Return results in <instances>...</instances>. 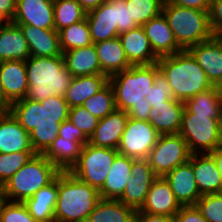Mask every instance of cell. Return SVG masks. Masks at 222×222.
Listing matches in <instances>:
<instances>
[{"label":"cell","instance_id":"1","mask_svg":"<svg viewBox=\"0 0 222 222\" xmlns=\"http://www.w3.org/2000/svg\"><path fill=\"white\" fill-rule=\"evenodd\" d=\"M69 109L64 97L51 96L42 101L17 100L8 111L29 133L33 150L43 154L57 138L60 124L68 119Z\"/></svg>","mask_w":222,"mask_h":222},{"label":"cell","instance_id":"2","mask_svg":"<svg viewBox=\"0 0 222 222\" xmlns=\"http://www.w3.org/2000/svg\"><path fill=\"white\" fill-rule=\"evenodd\" d=\"M25 68L29 85L25 98L33 101L64 97L73 79L63 56H30L25 61Z\"/></svg>","mask_w":222,"mask_h":222},{"label":"cell","instance_id":"3","mask_svg":"<svg viewBox=\"0 0 222 222\" xmlns=\"http://www.w3.org/2000/svg\"><path fill=\"white\" fill-rule=\"evenodd\" d=\"M157 65L171 86L174 99L186 102L213 87L205 71L187 51L159 57Z\"/></svg>","mask_w":222,"mask_h":222},{"label":"cell","instance_id":"4","mask_svg":"<svg viewBox=\"0 0 222 222\" xmlns=\"http://www.w3.org/2000/svg\"><path fill=\"white\" fill-rule=\"evenodd\" d=\"M101 199L99 191L81 182L69 171L58 174L55 222H85Z\"/></svg>","mask_w":222,"mask_h":222},{"label":"cell","instance_id":"5","mask_svg":"<svg viewBox=\"0 0 222 222\" xmlns=\"http://www.w3.org/2000/svg\"><path fill=\"white\" fill-rule=\"evenodd\" d=\"M61 171L43 154L36 153L2 186L5 200L24 202L51 183Z\"/></svg>","mask_w":222,"mask_h":222},{"label":"cell","instance_id":"6","mask_svg":"<svg viewBox=\"0 0 222 222\" xmlns=\"http://www.w3.org/2000/svg\"><path fill=\"white\" fill-rule=\"evenodd\" d=\"M162 13L173 30L177 44L183 50L213 37L209 11L191 9L164 1Z\"/></svg>","mask_w":222,"mask_h":222},{"label":"cell","instance_id":"7","mask_svg":"<svg viewBox=\"0 0 222 222\" xmlns=\"http://www.w3.org/2000/svg\"><path fill=\"white\" fill-rule=\"evenodd\" d=\"M157 63L151 65H132L126 70L109 76L116 108L127 112L133 105L146 103V95L154 84Z\"/></svg>","mask_w":222,"mask_h":222},{"label":"cell","instance_id":"8","mask_svg":"<svg viewBox=\"0 0 222 222\" xmlns=\"http://www.w3.org/2000/svg\"><path fill=\"white\" fill-rule=\"evenodd\" d=\"M178 134L185 139L192 154H210L222 144V118L197 115L185 107Z\"/></svg>","mask_w":222,"mask_h":222},{"label":"cell","instance_id":"9","mask_svg":"<svg viewBox=\"0 0 222 222\" xmlns=\"http://www.w3.org/2000/svg\"><path fill=\"white\" fill-rule=\"evenodd\" d=\"M118 154L117 149L97 147L86 143L77 162L69 172L81 182L99 190Z\"/></svg>","mask_w":222,"mask_h":222},{"label":"cell","instance_id":"10","mask_svg":"<svg viewBox=\"0 0 222 222\" xmlns=\"http://www.w3.org/2000/svg\"><path fill=\"white\" fill-rule=\"evenodd\" d=\"M192 153L180 134L160 135L147 160L157 177L190 160Z\"/></svg>","mask_w":222,"mask_h":222},{"label":"cell","instance_id":"11","mask_svg":"<svg viewBox=\"0 0 222 222\" xmlns=\"http://www.w3.org/2000/svg\"><path fill=\"white\" fill-rule=\"evenodd\" d=\"M159 136L149 121L128 118L117 151L134 159H147Z\"/></svg>","mask_w":222,"mask_h":222},{"label":"cell","instance_id":"12","mask_svg":"<svg viewBox=\"0 0 222 222\" xmlns=\"http://www.w3.org/2000/svg\"><path fill=\"white\" fill-rule=\"evenodd\" d=\"M156 177L147 159H134L131 166V177L126 182L119 200L136 211L140 210Z\"/></svg>","mask_w":222,"mask_h":222},{"label":"cell","instance_id":"13","mask_svg":"<svg viewBox=\"0 0 222 222\" xmlns=\"http://www.w3.org/2000/svg\"><path fill=\"white\" fill-rule=\"evenodd\" d=\"M187 51L205 71L212 85L222 88V37L213 36Z\"/></svg>","mask_w":222,"mask_h":222},{"label":"cell","instance_id":"14","mask_svg":"<svg viewBox=\"0 0 222 222\" xmlns=\"http://www.w3.org/2000/svg\"><path fill=\"white\" fill-rule=\"evenodd\" d=\"M11 22L55 30L54 0H16V11Z\"/></svg>","mask_w":222,"mask_h":222},{"label":"cell","instance_id":"15","mask_svg":"<svg viewBox=\"0 0 222 222\" xmlns=\"http://www.w3.org/2000/svg\"><path fill=\"white\" fill-rule=\"evenodd\" d=\"M164 178L181 206L195 205L201 197L193 173V154L189 161L175 167Z\"/></svg>","mask_w":222,"mask_h":222},{"label":"cell","instance_id":"16","mask_svg":"<svg viewBox=\"0 0 222 222\" xmlns=\"http://www.w3.org/2000/svg\"><path fill=\"white\" fill-rule=\"evenodd\" d=\"M0 80L4 91V110L11 103L25 98L28 91V81L25 61L0 62Z\"/></svg>","mask_w":222,"mask_h":222},{"label":"cell","instance_id":"17","mask_svg":"<svg viewBox=\"0 0 222 222\" xmlns=\"http://www.w3.org/2000/svg\"><path fill=\"white\" fill-rule=\"evenodd\" d=\"M180 208L181 205L176 200L168 181L161 176L156 177L152 182L140 211L153 215L174 217Z\"/></svg>","mask_w":222,"mask_h":222},{"label":"cell","instance_id":"18","mask_svg":"<svg viewBox=\"0 0 222 222\" xmlns=\"http://www.w3.org/2000/svg\"><path fill=\"white\" fill-rule=\"evenodd\" d=\"M128 118L127 112L116 109L104 118L99 119L96 129L88 139V143L97 147L117 149Z\"/></svg>","mask_w":222,"mask_h":222},{"label":"cell","instance_id":"19","mask_svg":"<svg viewBox=\"0 0 222 222\" xmlns=\"http://www.w3.org/2000/svg\"><path fill=\"white\" fill-rule=\"evenodd\" d=\"M128 61L132 65H151L159 57L154 53L144 28L139 26L118 35Z\"/></svg>","mask_w":222,"mask_h":222},{"label":"cell","instance_id":"20","mask_svg":"<svg viewBox=\"0 0 222 222\" xmlns=\"http://www.w3.org/2000/svg\"><path fill=\"white\" fill-rule=\"evenodd\" d=\"M154 53L158 57L169 56L183 51L177 44L173 30L163 13L152 18L143 26Z\"/></svg>","mask_w":222,"mask_h":222},{"label":"cell","instance_id":"21","mask_svg":"<svg viewBox=\"0 0 222 222\" xmlns=\"http://www.w3.org/2000/svg\"><path fill=\"white\" fill-rule=\"evenodd\" d=\"M34 151L29 133L8 110L0 114V153Z\"/></svg>","mask_w":222,"mask_h":222},{"label":"cell","instance_id":"22","mask_svg":"<svg viewBox=\"0 0 222 222\" xmlns=\"http://www.w3.org/2000/svg\"><path fill=\"white\" fill-rule=\"evenodd\" d=\"M184 108V102L169 99L149 110L148 121L160 135L178 134Z\"/></svg>","mask_w":222,"mask_h":222},{"label":"cell","instance_id":"23","mask_svg":"<svg viewBox=\"0 0 222 222\" xmlns=\"http://www.w3.org/2000/svg\"><path fill=\"white\" fill-rule=\"evenodd\" d=\"M27 41L31 56H63L59 34L56 30L41 29L31 25H19Z\"/></svg>","mask_w":222,"mask_h":222},{"label":"cell","instance_id":"24","mask_svg":"<svg viewBox=\"0 0 222 222\" xmlns=\"http://www.w3.org/2000/svg\"><path fill=\"white\" fill-rule=\"evenodd\" d=\"M193 173L200 195L222 193V178L210 154H193Z\"/></svg>","mask_w":222,"mask_h":222},{"label":"cell","instance_id":"25","mask_svg":"<svg viewBox=\"0 0 222 222\" xmlns=\"http://www.w3.org/2000/svg\"><path fill=\"white\" fill-rule=\"evenodd\" d=\"M31 56L27 41L19 25L8 22L0 29V62L26 61Z\"/></svg>","mask_w":222,"mask_h":222},{"label":"cell","instance_id":"26","mask_svg":"<svg viewBox=\"0 0 222 222\" xmlns=\"http://www.w3.org/2000/svg\"><path fill=\"white\" fill-rule=\"evenodd\" d=\"M58 197V176L38 190L23 204L36 222H55L54 211Z\"/></svg>","mask_w":222,"mask_h":222},{"label":"cell","instance_id":"27","mask_svg":"<svg viewBox=\"0 0 222 222\" xmlns=\"http://www.w3.org/2000/svg\"><path fill=\"white\" fill-rule=\"evenodd\" d=\"M134 158L118 154L107 174L103 186L98 190L102 199L119 200L124 192L126 182L131 177Z\"/></svg>","mask_w":222,"mask_h":222},{"label":"cell","instance_id":"28","mask_svg":"<svg viewBox=\"0 0 222 222\" xmlns=\"http://www.w3.org/2000/svg\"><path fill=\"white\" fill-rule=\"evenodd\" d=\"M66 68L73 77L106 75L100 67L94 43L74 50L63 52Z\"/></svg>","mask_w":222,"mask_h":222},{"label":"cell","instance_id":"29","mask_svg":"<svg viewBox=\"0 0 222 222\" xmlns=\"http://www.w3.org/2000/svg\"><path fill=\"white\" fill-rule=\"evenodd\" d=\"M101 70L109 77L128 69L132 64L128 61L121 41L118 37L94 43Z\"/></svg>","mask_w":222,"mask_h":222},{"label":"cell","instance_id":"30","mask_svg":"<svg viewBox=\"0 0 222 222\" xmlns=\"http://www.w3.org/2000/svg\"><path fill=\"white\" fill-rule=\"evenodd\" d=\"M93 43L118 37L114 9L108 2L86 14Z\"/></svg>","mask_w":222,"mask_h":222},{"label":"cell","instance_id":"31","mask_svg":"<svg viewBox=\"0 0 222 222\" xmlns=\"http://www.w3.org/2000/svg\"><path fill=\"white\" fill-rule=\"evenodd\" d=\"M109 82L107 75H89L73 77L64 96L70 108L82 106Z\"/></svg>","mask_w":222,"mask_h":222},{"label":"cell","instance_id":"32","mask_svg":"<svg viewBox=\"0 0 222 222\" xmlns=\"http://www.w3.org/2000/svg\"><path fill=\"white\" fill-rule=\"evenodd\" d=\"M84 144L57 136L43 155L60 171H69L77 162Z\"/></svg>","mask_w":222,"mask_h":222},{"label":"cell","instance_id":"33","mask_svg":"<svg viewBox=\"0 0 222 222\" xmlns=\"http://www.w3.org/2000/svg\"><path fill=\"white\" fill-rule=\"evenodd\" d=\"M135 214L120 200L101 198L85 222H134Z\"/></svg>","mask_w":222,"mask_h":222},{"label":"cell","instance_id":"34","mask_svg":"<svg viewBox=\"0 0 222 222\" xmlns=\"http://www.w3.org/2000/svg\"><path fill=\"white\" fill-rule=\"evenodd\" d=\"M185 107L197 115H211V118H222V88H212L198 93L187 100Z\"/></svg>","mask_w":222,"mask_h":222},{"label":"cell","instance_id":"35","mask_svg":"<svg viewBox=\"0 0 222 222\" xmlns=\"http://www.w3.org/2000/svg\"><path fill=\"white\" fill-rule=\"evenodd\" d=\"M62 52L93 44L87 18L58 31Z\"/></svg>","mask_w":222,"mask_h":222},{"label":"cell","instance_id":"36","mask_svg":"<svg viewBox=\"0 0 222 222\" xmlns=\"http://www.w3.org/2000/svg\"><path fill=\"white\" fill-rule=\"evenodd\" d=\"M87 12L76 0H54L55 30L68 27L86 18Z\"/></svg>","mask_w":222,"mask_h":222},{"label":"cell","instance_id":"37","mask_svg":"<svg viewBox=\"0 0 222 222\" xmlns=\"http://www.w3.org/2000/svg\"><path fill=\"white\" fill-rule=\"evenodd\" d=\"M82 106L99 119L114 112L116 108L115 95L111 84L108 82L95 95L88 98Z\"/></svg>","mask_w":222,"mask_h":222},{"label":"cell","instance_id":"38","mask_svg":"<svg viewBox=\"0 0 222 222\" xmlns=\"http://www.w3.org/2000/svg\"><path fill=\"white\" fill-rule=\"evenodd\" d=\"M165 0H126L128 9L139 26H143L152 18L162 13Z\"/></svg>","mask_w":222,"mask_h":222},{"label":"cell","instance_id":"39","mask_svg":"<svg viewBox=\"0 0 222 222\" xmlns=\"http://www.w3.org/2000/svg\"><path fill=\"white\" fill-rule=\"evenodd\" d=\"M35 154V151L0 153V188Z\"/></svg>","mask_w":222,"mask_h":222},{"label":"cell","instance_id":"40","mask_svg":"<svg viewBox=\"0 0 222 222\" xmlns=\"http://www.w3.org/2000/svg\"><path fill=\"white\" fill-rule=\"evenodd\" d=\"M195 206L208 222H222V193L202 195Z\"/></svg>","mask_w":222,"mask_h":222},{"label":"cell","instance_id":"41","mask_svg":"<svg viewBox=\"0 0 222 222\" xmlns=\"http://www.w3.org/2000/svg\"><path fill=\"white\" fill-rule=\"evenodd\" d=\"M68 119L89 139L98 125L99 118L92 115L83 106L69 109Z\"/></svg>","mask_w":222,"mask_h":222},{"label":"cell","instance_id":"42","mask_svg":"<svg viewBox=\"0 0 222 222\" xmlns=\"http://www.w3.org/2000/svg\"><path fill=\"white\" fill-rule=\"evenodd\" d=\"M145 98L150 104L151 108L154 105L163 104L169 99H174L171 86L160 70L156 73L154 84Z\"/></svg>","mask_w":222,"mask_h":222},{"label":"cell","instance_id":"43","mask_svg":"<svg viewBox=\"0 0 222 222\" xmlns=\"http://www.w3.org/2000/svg\"><path fill=\"white\" fill-rule=\"evenodd\" d=\"M0 222H36L23 202L4 200L0 209Z\"/></svg>","mask_w":222,"mask_h":222},{"label":"cell","instance_id":"44","mask_svg":"<svg viewBox=\"0 0 222 222\" xmlns=\"http://www.w3.org/2000/svg\"><path fill=\"white\" fill-rule=\"evenodd\" d=\"M107 2L114 9L115 26L118 28V34L139 27V25L132 20L130 9H128L126 0H108Z\"/></svg>","mask_w":222,"mask_h":222},{"label":"cell","instance_id":"45","mask_svg":"<svg viewBox=\"0 0 222 222\" xmlns=\"http://www.w3.org/2000/svg\"><path fill=\"white\" fill-rule=\"evenodd\" d=\"M58 136L71 139L72 141H80L84 145L88 143V138L78 129L69 119L63 121L58 129Z\"/></svg>","mask_w":222,"mask_h":222},{"label":"cell","instance_id":"46","mask_svg":"<svg viewBox=\"0 0 222 222\" xmlns=\"http://www.w3.org/2000/svg\"><path fill=\"white\" fill-rule=\"evenodd\" d=\"M209 18L213 36L222 37V0H212Z\"/></svg>","mask_w":222,"mask_h":222},{"label":"cell","instance_id":"47","mask_svg":"<svg viewBox=\"0 0 222 222\" xmlns=\"http://www.w3.org/2000/svg\"><path fill=\"white\" fill-rule=\"evenodd\" d=\"M174 218L175 222H208L195 205L181 206Z\"/></svg>","mask_w":222,"mask_h":222},{"label":"cell","instance_id":"48","mask_svg":"<svg viewBox=\"0 0 222 222\" xmlns=\"http://www.w3.org/2000/svg\"><path fill=\"white\" fill-rule=\"evenodd\" d=\"M169 4L188 7L191 9L210 11L212 0H165Z\"/></svg>","mask_w":222,"mask_h":222},{"label":"cell","instance_id":"49","mask_svg":"<svg viewBox=\"0 0 222 222\" xmlns=\"http://www.w3.org/2000/svg\"><path fill=\"white\" fill-rule=\"evenodd\" d=\"M16 11V0H0V24L12 21Z\"/></svg>","mask_w":222,"mask_h":222},{"label":"cell","instance_id":"50","mask_svg":"<svg viewBox=\"0 0 222 222\" xmlns=\"http://www.w3.org/2000/svg\"><path fill=\"white\" fill-rule=\"evenodd\" d=\"M150 109H151V106L146 100V103H140L137 105H133L127 111V114H128L129 118H133L136 120L148 121V114H149Z\"/></svg>","mask_w":222,"mask_h":222},{"label":"cell","instance_id":"51","mask_svg":"<svg viewBox=\"0 0 222 222\" xmlns=\"http://www.w3.org/2000/svg\"><path fill=\"white\" fill-rule=\"evenodd\" d=\"M134 222H175V218L164 215H153L137 210Z\"/></svg>","mask_w":222,"mask_h":222},{"label":"cell","instance_id":"52","mask_svg":"<svg viewBox=\"0 0 222 222\" xmlns=\"http://www.w3.org/2000/svg\"><path fill=\"white\" fill-rule=\"evenodd\" d=\"M83 9L88 13L91 10L96 9L104 2H107L108 0H76Z\"/></svg>","mask_w":222,"mask_h":222},{"label":"cell","instance_id":"53","mask_svg":"<svg viewBox=\"0 0 222 222\" xmlns=\"http://www.w3.org/2000/svg\"><path fill=\"white\" fill-rule=\"evenodd\" d=\"M210 155L215 160L217 168L219 169L222 178V144L219 145L214 151H212Z\"/></svg>","mask_w":222,"mask_h":222},{"label":"cell","instance_id":"54","mask_svg":"<svg viewBox=\"0 0 222 222\" xmlns=\"http://www.w3.org/2000/svg\"><path fill=\"white\" fill-rule=\"evenodd\" d=\"M0 107L4 110V91L0 80Z\"/></svg>","mask_w":222,"mask_h":222},{"label":"cell","instance_id":"55","mask_svg":"<svg viewBox=\"0 0 222 222\" xmlns=\"http://www.w3.org/2000/svg\"><path fill=\"white\" fill-rule=\"evenodd\" d=\"M4 200H5V198H4V196L2 194V191H1V188H0V209H1V206H2V204L4 202Z\"/></svg>","mask_w":222,"mask_h":222}]
</instances>
